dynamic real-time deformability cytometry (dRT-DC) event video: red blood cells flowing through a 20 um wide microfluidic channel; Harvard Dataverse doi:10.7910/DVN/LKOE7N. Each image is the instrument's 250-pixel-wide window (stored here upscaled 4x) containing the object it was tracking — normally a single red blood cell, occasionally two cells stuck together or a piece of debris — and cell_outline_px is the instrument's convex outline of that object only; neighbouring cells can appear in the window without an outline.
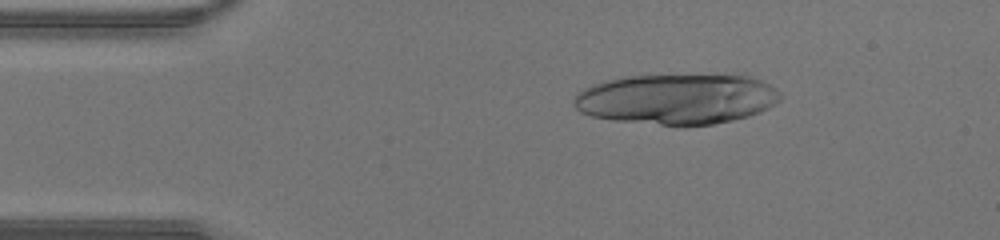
{"species": "human", "species_latin": "Homo sapiens", "temperature_condition": "warm", "stored_images_in_passage": 23, "camera_frame_rate_fps": 3000, "um_per_image_px": 0.085, "donor": {"sex": "male"}, "frame": {"image": 1, "passage_image": 7, "time_ms": 2.0, "image_size_px": [1000, 240], "cell_outline_px": [[784, 96], [780, 100], [768, 108], [760, 112], [748, 116], [732, 120], [712, 124], [684, 128], [676, 128], [612, 120], [592, 116], [580, 112], [572, 104], [572, 100], [576, 92], [592, 84], [604, 80], [624, 76], [744, 72], [776, 88]], "centroid_in_image_um": [57.56, 8.4], "position_along_channel_um": 27.4, "area_um2": 63.46}}
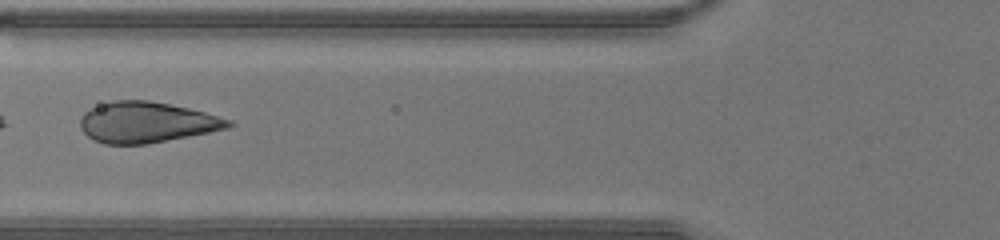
{"frame": {"image": 2, "passage_image": 17, "time_ms": 5.333, "image_size_px": [1000, 240], "cell_outline_px": [[236, 124], [228, 128], [148, 144], [104, 144], [92, 140], [80, 128], [80, 120], [84, 112], [100, 104], [112, 100], [148, 100], [188, 108], [204, 112], [232, 120]], "centroid_in_image_um": [12.45, 10.4], "position_along_channel_um": 113.4, "area_um2": 35.14}}